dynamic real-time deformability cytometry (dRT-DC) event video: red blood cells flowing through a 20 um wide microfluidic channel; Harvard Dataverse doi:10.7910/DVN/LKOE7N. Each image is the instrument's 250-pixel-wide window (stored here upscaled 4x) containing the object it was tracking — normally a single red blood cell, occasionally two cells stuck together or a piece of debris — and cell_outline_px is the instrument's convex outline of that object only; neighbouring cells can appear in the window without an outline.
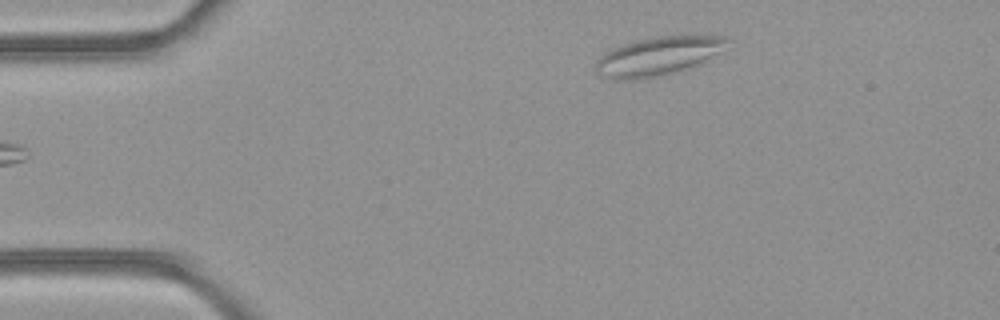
{"species": "common noctule bat (a hibernating species)", "species_latin": "Nyctalus noctula", "temperature_condition": "room temperature", "stored_images_in_passage": 5, "camera_frame_rate_fps": 3000, "um_per_image_px": 0.085, "animal": {"sex": "female", "body_mass_g": 21.9}, "frame": {"image": 1, "passage_image": 5, "time_ms": 1.333, "image_size_px": [1000, 320], "cell_outline_px": [[728, 40], [720, 52], [704, 64], [692, 68], [652, 76], [628, 80], [612, 80], [600, 76], [592, 68], [596, 60], [604, 52], [612, 48], [636, 40], [656, 36], [728, 36]], "centroid_in_image_um": [55.89, 4.78], "position_along_channel_um": 29.1, "area_um2": 29.77}}